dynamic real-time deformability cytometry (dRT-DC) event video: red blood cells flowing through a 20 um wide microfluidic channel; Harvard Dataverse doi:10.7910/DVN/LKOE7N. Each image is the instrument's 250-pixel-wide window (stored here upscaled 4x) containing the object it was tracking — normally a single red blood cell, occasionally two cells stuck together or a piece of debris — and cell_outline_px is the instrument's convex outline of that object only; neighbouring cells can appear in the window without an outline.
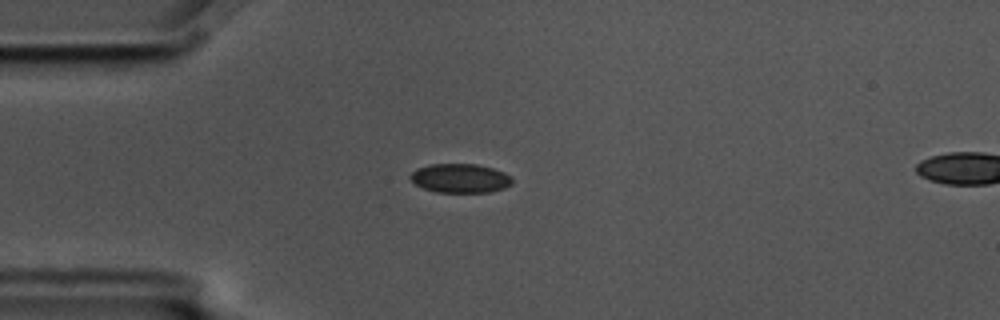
{"species": "common noctule bat (a hibernating species)", "species_latin": "Nyctalus noctula", "temperature_condition": "cold", "stored_images_in_passage": 2, "segment_of_instrument_passage": [1, 2], "camera_frame_rate_fps": 3000, "um_per_image_px": 0.085, "animal": {"sex": "male", "body_mass_g": 17.5, "forearm_length_mm": 52.3}, "frame": {"image": 1, "passage_image": 1, "time_ms": 0.0, "image_size_px": [1000, 320], "cell_outline_px": [[512, 184], [504, 188], [488, 192], [436, 192], [424, 188], [416, 184], [408, 176], [416, 168], [428, 164], [476, 164], [492, 168], [504, 172], [512, 176]], "centroid_in_image_um": [39.11, 15.14], "position_along_channel_um": 45.9, "area_um2": 17.28}}